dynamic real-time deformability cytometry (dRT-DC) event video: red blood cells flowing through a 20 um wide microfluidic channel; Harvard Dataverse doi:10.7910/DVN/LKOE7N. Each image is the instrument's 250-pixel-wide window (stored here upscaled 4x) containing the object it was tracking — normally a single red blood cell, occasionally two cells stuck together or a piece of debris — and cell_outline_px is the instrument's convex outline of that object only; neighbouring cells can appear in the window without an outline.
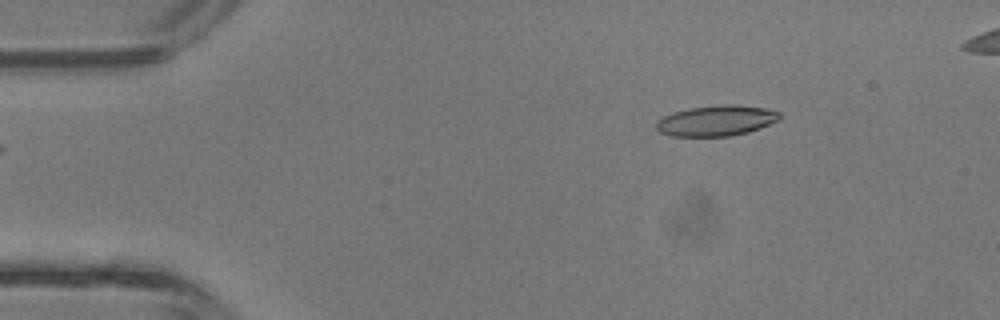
{"species": "common noctule bat (a hibernating species)", "species_latin": "Nyctalus noctula", "temperature_condition": "room temperature", "stored_images_in_passage": 2, "camera_frame_rate_fps": 3000, "um_per_image_px": 0.085, "animal": {"sex": "male", "body_mass_g": 13.3}, "frame": {"image": 1, "passage_image": 2, "time_ms": 0.333, "image_size_px": [1000, 320], "cell_outline_px": [[780, 120], [760, 128], [748, 132], [728, 136], [668, 136], [660, 132], [656, 128], [656, 120], [672, 112], [688, 108], [720, 104], [736, 104], [764, 108], [780, 112]], "centroid_in_image_um": [60.87, 10.25], "position_along_channel_um": 24.1, "area_um2": 22.2}}